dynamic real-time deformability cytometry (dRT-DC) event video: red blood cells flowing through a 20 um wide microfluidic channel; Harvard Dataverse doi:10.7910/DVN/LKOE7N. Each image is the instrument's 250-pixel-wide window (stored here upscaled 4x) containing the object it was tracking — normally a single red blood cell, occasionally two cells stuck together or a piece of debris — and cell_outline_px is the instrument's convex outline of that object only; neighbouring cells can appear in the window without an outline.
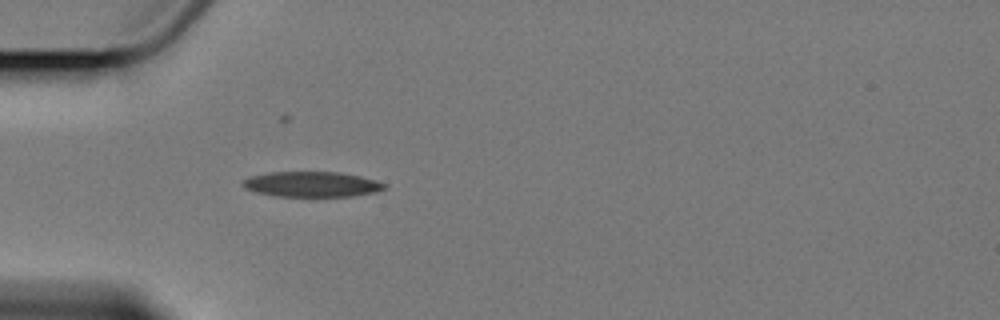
{"species": "Egyptian fruit bat (a non-hibernating species)", "species_latin": "Rousettus aegyptiacus", "temperature_condition": "cold", "stored_images_in_passage": 1, "camera_frame_rate_fps": 3000, "um_per_image_px": 0.085, "animal": {"sex": "female"}, "frame": {"image": 1, "passage_image": 1, "time_ms": 0.0, "image_size_px": [1000, 320], "cell_outline_px": [[388, 184], [384, 188], [376, 192], [352, 196], [276, 196], [256, 192], [248, 188], [244, 184], [244, 180], [248, 176], [268, 172], [340, 172], [360, 176], [376, 180]], "centroid_in_image_um": [26.54, 15.65], "position_along_channel_um": 58.5, "area_um2": 20.75}}